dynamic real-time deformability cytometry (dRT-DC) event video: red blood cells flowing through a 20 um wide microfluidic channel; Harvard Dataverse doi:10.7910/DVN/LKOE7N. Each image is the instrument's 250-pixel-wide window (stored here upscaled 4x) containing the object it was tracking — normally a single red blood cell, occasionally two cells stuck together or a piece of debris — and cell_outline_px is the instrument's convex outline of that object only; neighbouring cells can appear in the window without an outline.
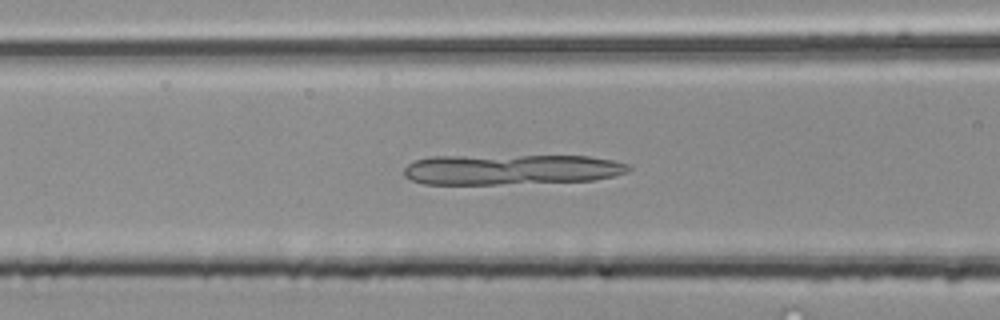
{"species": "common noctule bat (a hibernating species)", "species_latin": "Nyctalus noctula", "temperature_condition": "room temperature", "stored_images_in_passage": 40, "camera_frame_rate_fps": 3000, "um_per_image_px": 0.085, "animal": {"sex": "male", "body_mass_g": 20.4}, "frame": {"image": 1, "passage_image": 10, "time_ms": 3.0, "image_size_px": [1000, 320], "cell_outline_px": [[632, 168], [628, 172], [596, 180], [496, 184], [424, 184], [412, 180], [404, 176], [404, 168], [408, 164], [416, 160], [432, 156], [588, 156], [612, 160], [628, 164]], "centroid_in_image_um": [43.44, 14.4], "position_along_channel_um": 123.2, "area_um2": 39.71}}
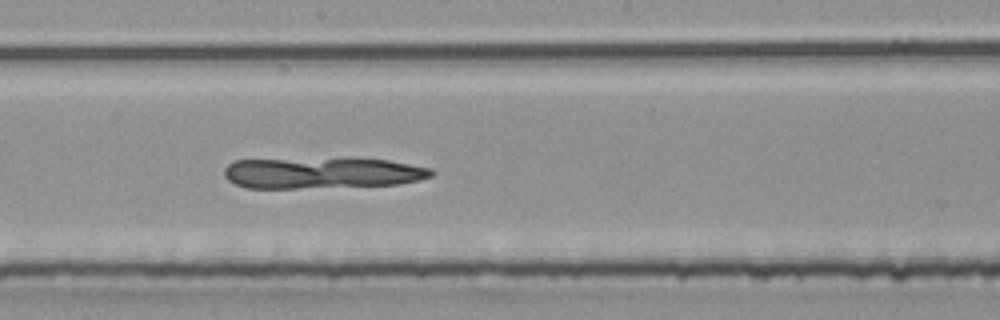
{"frame": {"image": 2, "passage_image": 17, "time_ms": 5.333, "image_size_px": [1000, 320], "cell_outline_px": [[436, 172], [432, 176], [420, 180], [396, 184], [296, 188], [248, 188], [236, 184], [228, 180], [224, 176], [224, 168], [232, 160], [348, 156], [388, 160], [432, 168]], "centroid_in_image_um": [27.37, 14.65], "position_along_channel_um": 220.8, "area_um2": 38.78}}
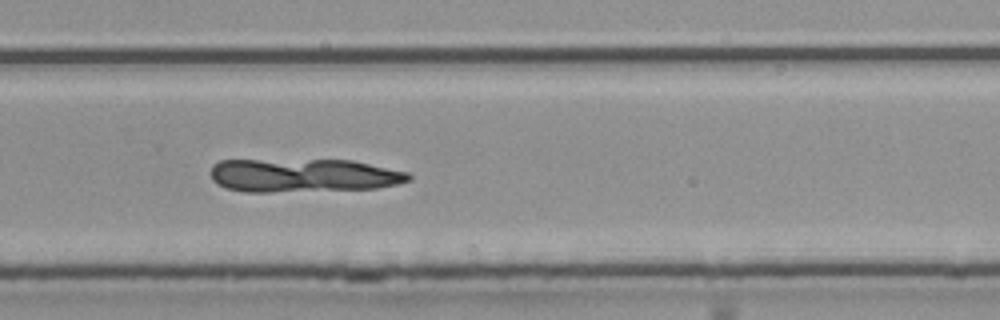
{"frame": {"image": 3, "passage_image": 23, "time_ms": 7.333, "image_size_px": [1000, 320], "cell_outline_px": [[412, 180], [396, 184], [376, 188], [272, 192], [244, 192], [224, 188], [216, 184], [212, 180], [212, 164], [220, 160], [352, 160], [408, 172], [412, 176]], "centroid_in_image_um": [25.76, 14.91], "position_along_channel_um": 304.0, "area_um2": 38.84}}